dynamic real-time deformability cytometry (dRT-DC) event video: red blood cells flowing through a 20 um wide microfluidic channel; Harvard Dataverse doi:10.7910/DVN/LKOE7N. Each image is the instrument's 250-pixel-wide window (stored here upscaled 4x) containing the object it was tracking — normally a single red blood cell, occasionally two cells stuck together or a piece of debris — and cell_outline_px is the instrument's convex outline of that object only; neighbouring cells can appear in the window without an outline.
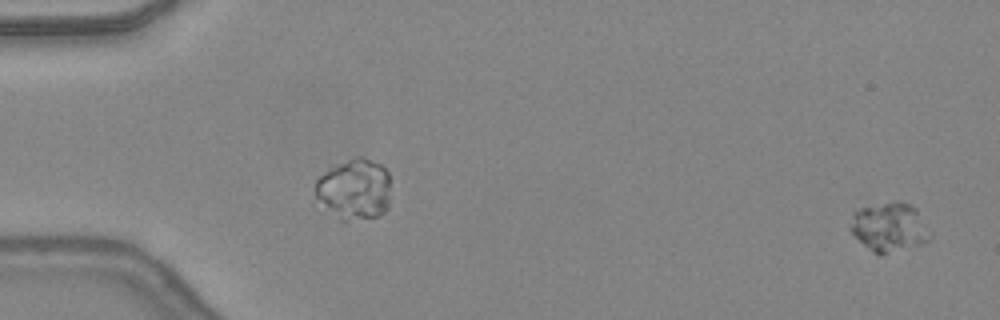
{"species": "common noctule bat (a hibernating species)", "species_latin": "Nyctalus noctula", "temperature_condition": "warm", "stored_images_in_passage": 48, "camera_frame_rate_fps": 3000, "um_per_image_px": 0.085, "animal": {"sex": "female", "body_mass_g": 24.6, "forearm_length_mm": 56.2}, "frame": {"image": 1, "passage_image": 2, "time_ms": 0.333, "image_size_px": [1000, 320], "cell_outline_px": [[932, 236], [928, 240], [920, 244], [880, 256], [872, 252], [848, 228], [852, 212], [860, 208], [896, 200], [900, 200], [916, 208]], "centroid_in_image_um": [75.57, 19.3], "position_along_channel_um": 9.4, "area_um2": 22.83}}
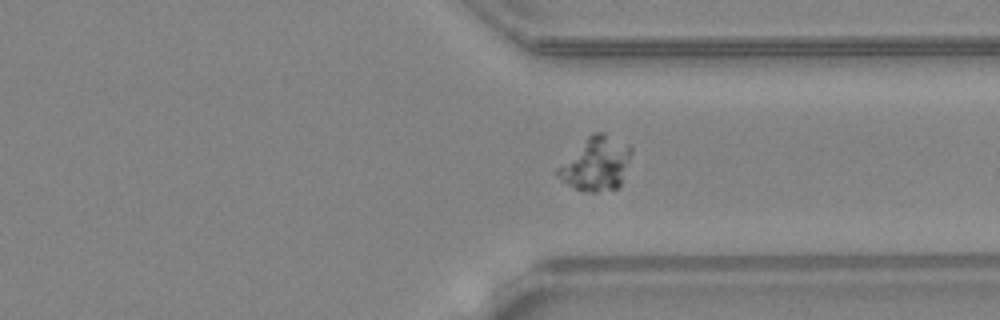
{"frame": {"image": 2, "passage_image": 37, "time_ms": 12.0, "image_size_px": [1000, 320], "cell_outline_px": [[632, 152], [620, 184], [616, 188], [596, 192], [592, 192], [576, 188], [568, 184], [556, 172], [556, 168], [592, 132], [604, 132], [628, 144], [632, 148]], "centroid_in_image_um": [50.69, 13.89], "position_along_channel_um": 360.7, "area_um2": 22.48}}
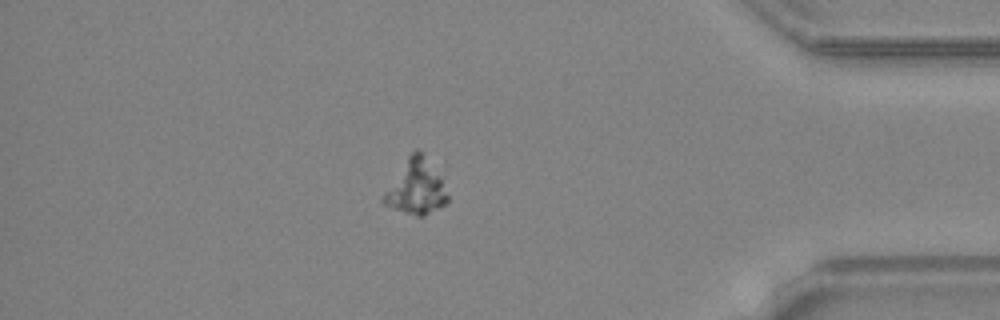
{"frame": {"image": 3, "passage_image": 42, "time_ms": 13.667, "image_size_px": [1000, 320], "cell_outline_px": [[448, 200], [444, 204], [424, 216], [416, 216], [392, 208], [384, 204], [380, 200], [384, 192], [408, 156], [416, 148], [420, 148], [440, 176], [448, 196]], "centroid_in_image_um": [35.35, 15.9], "position_along_channel_um": 399.9, "area_um2": 20.11}}